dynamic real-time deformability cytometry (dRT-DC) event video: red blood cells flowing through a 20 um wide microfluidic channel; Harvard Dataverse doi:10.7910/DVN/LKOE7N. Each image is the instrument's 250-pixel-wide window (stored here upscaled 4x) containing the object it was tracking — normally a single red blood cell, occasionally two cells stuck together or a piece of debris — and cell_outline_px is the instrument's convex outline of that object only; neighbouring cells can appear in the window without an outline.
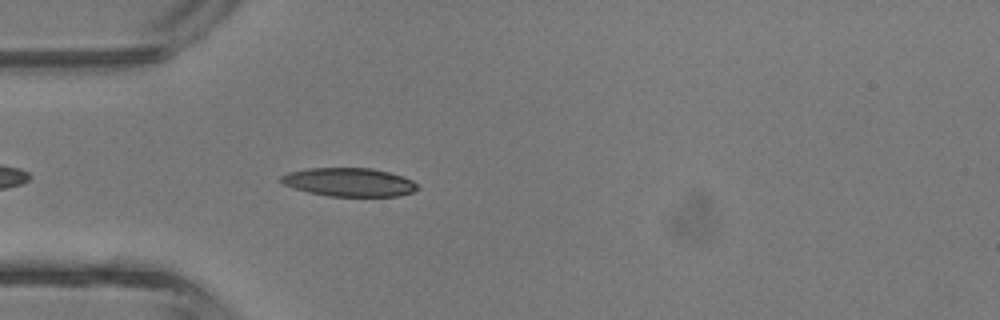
{"species": "common noctule bat (a hibernating species)", "species_latin": "Nyctalus noctula", "temperature_condition": "room temperature", "stored_images_in_passage": 3, "camera_frame_rate_fps": 3000, "um_per_image_px": 0.085, "animal": {"sex": "male", "body_mass_g": 13.3}, "frame": {"image": 1, "passage_image": 3, "time_ms": 2.0, "image_size_px": [1000, 320], "cell_outline_px": [[420, 188], [412, 192], [400, 196], [328, 196], [308, 192], [284, 184], [280, 180], [280, 176], [288, 172], [308, 168], [372, 168], [404, 176], [412, 180]], "centroid_in_image_um": [29.7, 15.48], "position_along_channel_um": 55.3, "area_um2": 22.66}}